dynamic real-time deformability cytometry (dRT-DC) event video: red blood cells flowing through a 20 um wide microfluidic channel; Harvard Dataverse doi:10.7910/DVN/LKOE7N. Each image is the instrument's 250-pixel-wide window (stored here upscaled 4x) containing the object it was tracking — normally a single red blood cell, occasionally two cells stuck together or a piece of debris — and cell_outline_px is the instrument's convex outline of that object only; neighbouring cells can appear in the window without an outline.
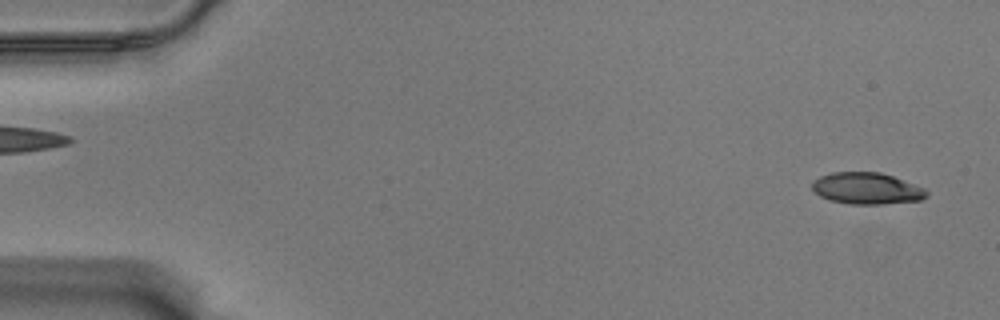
{"species": "Egyptian fruit bat (a non-hibernating species)", "species_latin": "Rousettus aegyptiacus", "temperature_condition": "warm", "stored_images_in_passage": 58, "camera_frame_rate_fps": 3000, "um_per_image_px": 0.085, "animal": {"sex": "male"}, "frame": {"image": 1, "passage_image": 3, "time_ms": 0.667, "image_size_px": [1000, 320], "cell_outline_px": [[928, 196], [920, 200], [884, 204], [848, 204], [832, 200], [820, 196], [812, 192], [812, 180], [820, 176], [832, 172], [880, 172], [892, 176], [924, 188], [928, 192]], "centroid_in_image_um": [73.64, 16.02], "position_along_channel_um": 11.4, "area_um2": 21.1}}
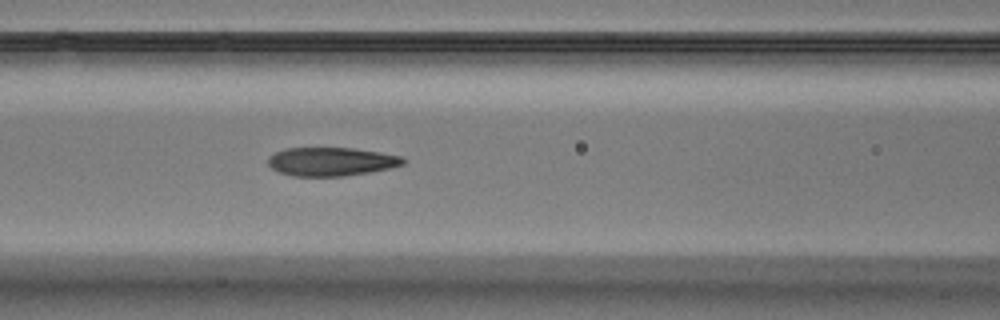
{"frame": {"image": 2, "passage_image": 25, "time_ms": 8.0, "image_size_px": [1000, 320], "cell_outline_px": [[404, 164], [388, 168], [368, 172], [344, 176], [296, 176], [280, 172], [272, 168], [268, 164], [268, 156], [284, 148], [352, 148], [380, 152], [400, 156], [404, 160]], "centroid_in_image_um": [28.12, 13.73], "position_along_channel_um": 138.5, "area_um2": 22.25}}
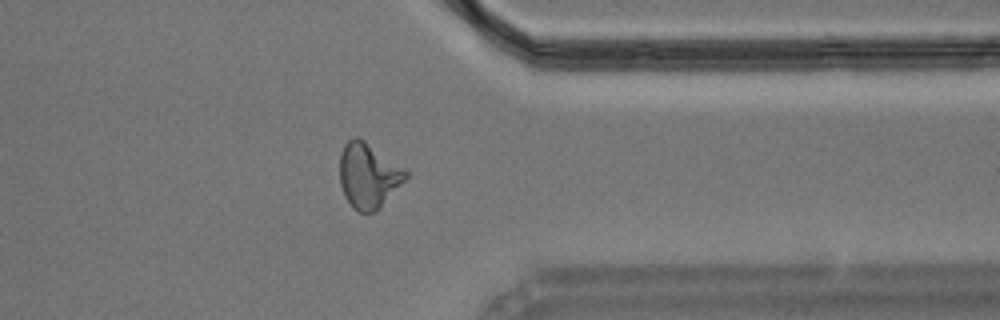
{"frame": {"image": 3, "passage_image": 46, "time_ms": 15.0, "image_size_px": [1000, 320], "cell_outline_px": [[408, 176], [380, 208], [376, 212], [360, 212], [344, 196], [340, 184], [340, 152], [344, 144], [352, 136], [356, 136], [364, 140], [404, 168], [408, 172]], "centroid_in_image_um": [31.29, 14.9], "position_along_channel_um": 380.1, "area_um2": 24.8}, "authors_computed_cell_mechanics": {"area_um2": 22.9466, "velocity_mm_per_s": 3.5457, "shape_relaxation_time_tau1_ms": null, "shape_relaxation_time_tau2_ms": 1.96, "deformation_change_tau1": null, "deformation_change_tau2": 0.1049}}